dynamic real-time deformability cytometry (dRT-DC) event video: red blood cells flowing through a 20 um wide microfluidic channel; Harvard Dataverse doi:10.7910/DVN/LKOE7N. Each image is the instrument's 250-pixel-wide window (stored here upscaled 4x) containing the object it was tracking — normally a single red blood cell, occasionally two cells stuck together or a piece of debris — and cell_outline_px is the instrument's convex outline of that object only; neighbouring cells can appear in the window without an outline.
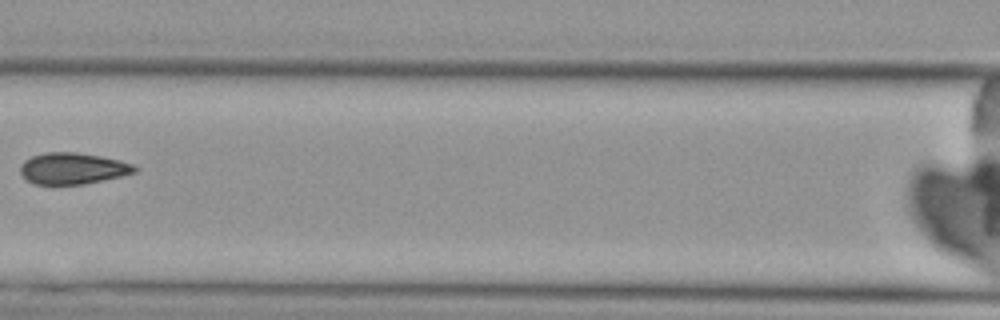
{"species": "Egyptian fruit bat (a non-hibernating species)", "species_latin": "Rousettus aegyptiacus", "temperature_condition": "cold", "stored_images_in_passage": 5, "camera_frame_rate_fps": 3000, "um_per_image_px": 0.085, "animal": {"sex": "female"}, "frame": {"image": 1, "passage_image": 5, "time_ms": 4.667, "image_size_px": [1000, 320], "cell_outline_px": [[140, 168], [136, 172], [120, 176], [84, 184], [32, 184], [20, 172], [20, 164], [24, 160], [32, 156], [48, 152], [76, 152], [100, 156], [120, 160], [132, 164]], "centroid_in_image_um": [6.18, 14.31], "position_along_channel_um": 160.4, "area_um2": 20.87}}